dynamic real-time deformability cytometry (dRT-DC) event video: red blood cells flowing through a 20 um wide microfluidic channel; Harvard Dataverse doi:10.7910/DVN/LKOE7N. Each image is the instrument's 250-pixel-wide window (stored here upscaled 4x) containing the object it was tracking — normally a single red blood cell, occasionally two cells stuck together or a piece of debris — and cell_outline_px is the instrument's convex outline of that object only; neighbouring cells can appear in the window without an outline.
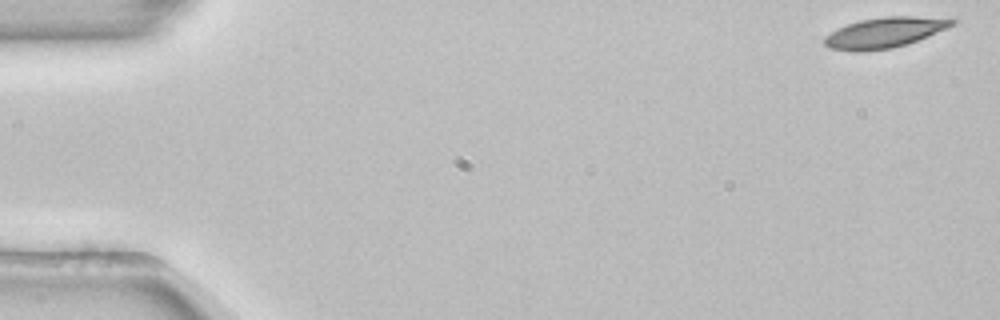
{"species": "common noctule bat (a hibernating species)", "species_latin": "Nyctalus noctula", "temperature_condition": "room temperature", "stored_images_in_passage": 53, "camera_frame_rate_fps": 3000, "um_per_image_px": 0.085, "animal": {"sex": "female", "body_mass_g": 22.7, "forearm_length_mm": 54.2}, "frame": {"image": 1, "passage_image": 1, "time_ms": 0.0, "image_size_px": [1000, 320], "cell_outline_px": [[956, 20], [948, 28], [908, 44], [892, 48], [860, 52], [852, 52], [828, 48], [824, 44], [824, 36], [836, 28], [860, 20], [884, 16], [912, 16]], "centroid_in_image_um": [75.1, 2.79], "position_along_channel_um": 9.9, "area_um2": 22.66}}
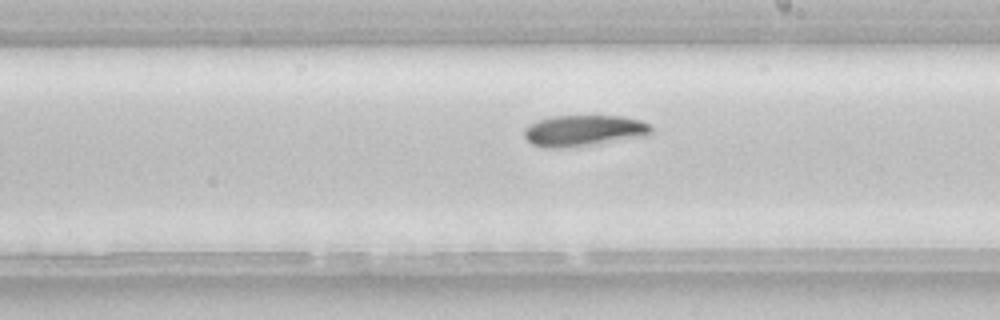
{"frame": {"image": 2, "passage_image": 30, "time_ms": 9.667, "image_size_px": [1000, 320], "cell_outline_px": [[652, 136], [592, 144], [560, 148], [544, 148], [532, 144], [524, 136], [524, 128], [536, 120], [548, 116], [620, 116], [640, 120], [648, 124], [652, 128]], "centroid_in_image_um": [49.63, 11.1], "position_along_channel_um": 239.4, "area_um2": 23.24}}
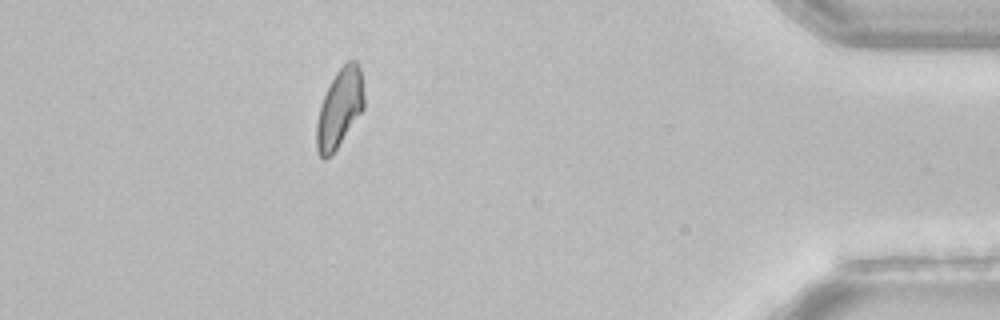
{"frame": {"image": 3, "passage_image": 47, "time_ms": 15.333, "image_size_px": [1000, 320], "cell_outline_px": [[364, 108], [332, 156], [324, 160], [320, 156], [316, 148], [316, 124], [320, 104], [336, 72], [348, 60], [356, 60], [360, 64], [364, 96]], "centroid_in_image_um": [28.86, 9.22], "position_along_channel_um": 406.3, "area_um2": 21.85}, "authors_computed_cell_mechanics": {"area_um2": 22.7154, "velocity_mm_per_s": 3.8568, "shape_relaxation_time_tau1_ms": 5.9622, "shape_relaxation_time_tau2_ms": null, "deformation_change_tau1": 0.1383, "deformation_change_tau2": null}}